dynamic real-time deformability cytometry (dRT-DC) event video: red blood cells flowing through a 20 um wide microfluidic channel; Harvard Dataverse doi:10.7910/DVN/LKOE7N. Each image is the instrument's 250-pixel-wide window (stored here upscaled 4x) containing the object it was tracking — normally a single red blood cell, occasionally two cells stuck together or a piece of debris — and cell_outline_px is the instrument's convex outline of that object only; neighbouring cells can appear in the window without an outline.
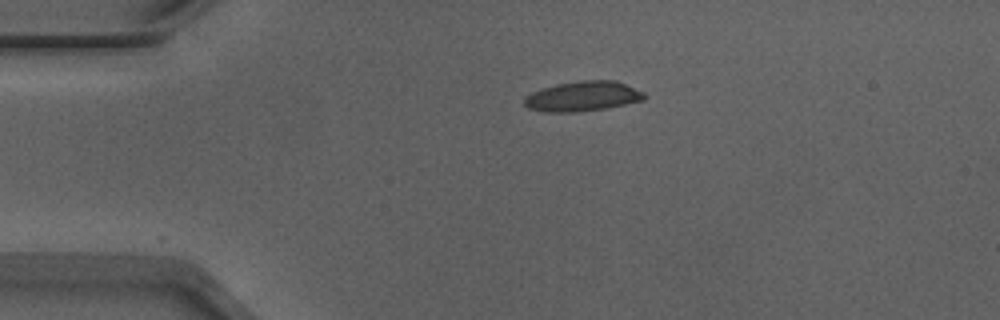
{"species": "Egyptian fruit bat (a non-hibernating species)", "species_latin": "Rousettus aegyptiacus", "temperature_condition": "warm", "stored_images_in_passage": 38, "camera_frame_rate_fps": 3000, "um_per_image_px": 0.085, "animal": {"sex": "male"}, "frame": {"image": 1, "passage_image": 1, "time_ms": 0.0, "image_size_px": [1000, 320], "cell_outline_px": [[648, 96], [644, 100], [604, 108], [576, 112], [544, 112], [528, 108], [524, 104], [524, 100], [532, 92], [556, 84], [580, 80], [616, 80], [644, 92]], "centroid_in_image_um": [49.56, 8.18], "position_along_channel_um": 35.4, "area_um2": 20.87}}
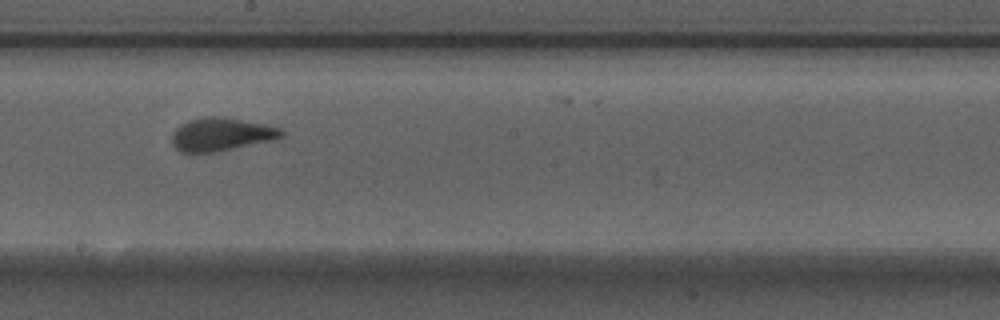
{"frame": {"image": 2, "passage_image": 19, "time_ms": 6.0, "image_size_px": [1000, 320], "cell_outline_px": [[284, 136], [272, 140], [216, 152], [180, 152], [172, 144], [172, 132], [180, 124], [188, 120], [208, 116], [220, 116], [264, 124], [280, 128], [284, 132]], "centroid_in_image_um": [18.78, 11.41], "position_along_channel_um": 229.4, "area_um2": 21.1}}
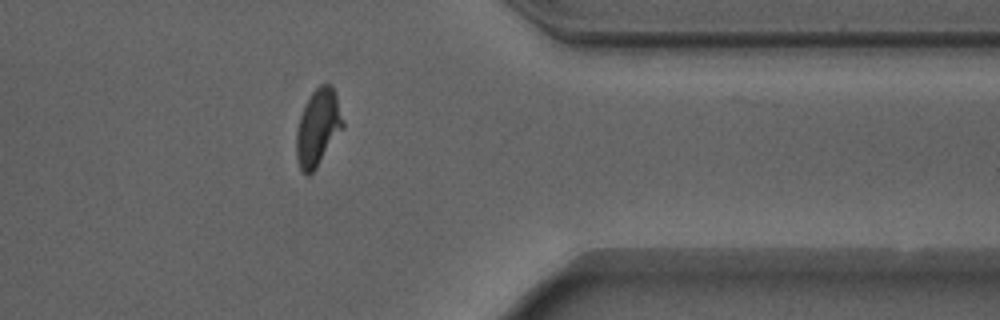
{"frame": {"image": 3, "passage_image": 32, "time_ms": 10.333, "image_size_px": [1000, 320], "cell_outline_px": [[344, 128], [316, 168], [308, 176], [300, 168], [296, 156], [296, 132], [300, 116], [312, 92], [320, 84], [332, 84], [344, 120]], "centroid_in_image_um": [27.04, 10.84], "position_along_channel_um": 384.4, "area_um2": 20.69}, "authors_computed_cell_mechanics": {"area_um2": 20.808, "velocity_mm_per_s": 3.9, "shape_relaxation_time_tau1_ms": 3.2149, "shape_relaxation_time_tau2_ms": null, "deformation_change_tau1": 0.1496, "deformation_change_tau2": null}}